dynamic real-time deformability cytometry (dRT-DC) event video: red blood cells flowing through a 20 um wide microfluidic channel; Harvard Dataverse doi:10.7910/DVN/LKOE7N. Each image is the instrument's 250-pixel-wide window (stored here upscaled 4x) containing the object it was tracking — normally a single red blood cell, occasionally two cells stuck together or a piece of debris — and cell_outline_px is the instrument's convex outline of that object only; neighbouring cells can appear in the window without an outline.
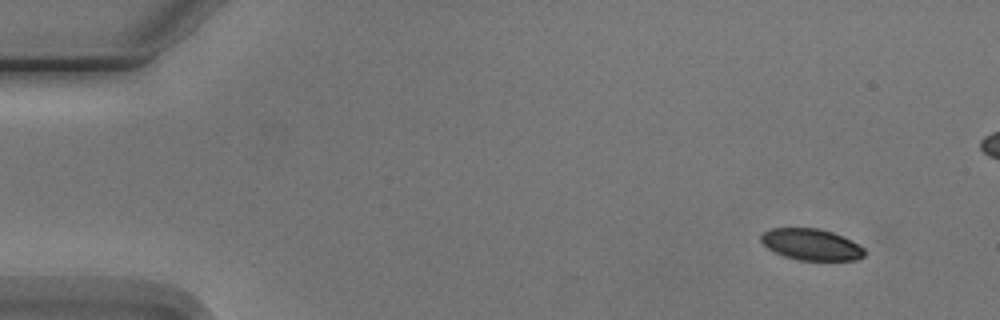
{"species": "Egyptian fruit bat (a non-hibernating species)", "species_latin": "Rousettus aegyptiacus", "temperature_condition": "cold", "stored_images_in_passage": 6, "camera_frame_rate_fps": 3000, "um_per_image_px": 0.085, "animal": {"sex": "male"}, "frame": {"image": 1, "passage_image": 1, "time_ms": 0.0, "image_size_px": [1000, 320], "cell_outline_px": [[864, 256], [856, 260], [800, 260], [784, 256], [768, 248], [760, 240], [760, 236], [764, 232], [772, 228], [816, 228], [832, 232], [864, 248]], "centroid_in_image_um": [68.93, 20.78], "position_along_channel_um": 16.1, "area_um2": 18.55}}
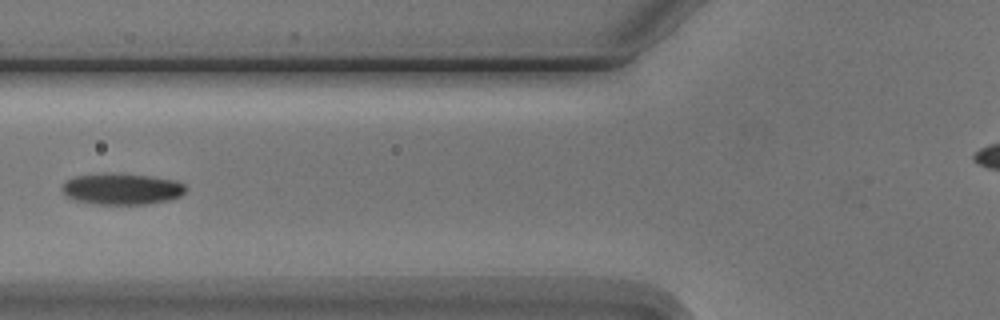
{"frame": {"image": 2, "passage_image": 6, "time_ms": 5.667, "image_size_px": [1000, 320], "cell_outline_px": [[188, 188], [180, 196], [172, 200], [148, 204], [92, 204], [72, 200], [64, 196], [60, 188], [68, 180], [76, 176], [148, 176], [176, 180], [184, 184]], "centroid_in_image_um": [10.38, 16.13], "position_along_channel_um": 115.4, "area_um2": 21.91}}